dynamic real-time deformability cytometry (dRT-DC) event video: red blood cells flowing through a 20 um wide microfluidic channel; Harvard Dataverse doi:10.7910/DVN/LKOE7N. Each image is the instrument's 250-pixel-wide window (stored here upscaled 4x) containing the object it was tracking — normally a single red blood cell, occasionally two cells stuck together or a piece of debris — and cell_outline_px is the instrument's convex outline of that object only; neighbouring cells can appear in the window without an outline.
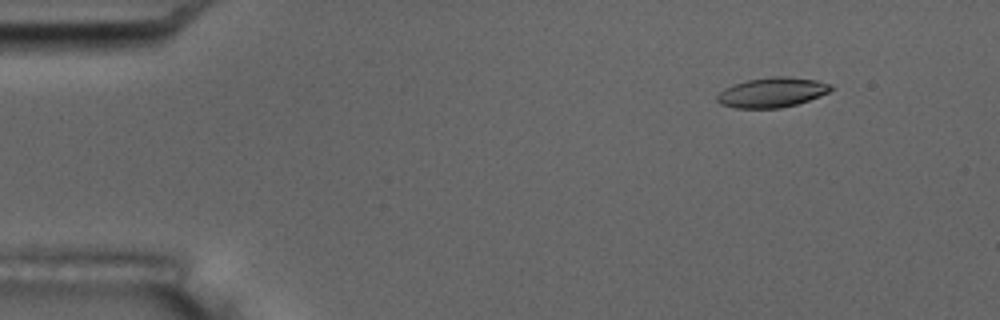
{"species": "common noctule bat (a hibernating species)", "species_latin": "Nyctalus noctula", "temperature_condition": "room temperature", "stored_images_in_passage": 5, "camera_frame_rate_fps": 3000, "um_per_image_px": 0.085, "animal": {"sex": "male", "body_mass_g": 17.5, "forearm_length_mm": 52.3}, "frame": {"image": 1, "passage_image": 2, "time_ms": 1.333, "image_size_px": [1000, 320], "cell_outline_px": [[832, 88], [828, 92], [820, 96], [796, 104], [780, 108], [736, 108], [720, 104], [716, 100], [716, 96], [724, 88], [748, 80], [772, 76], [788, 76], [816, 80], [832, 84]], "centroid_in_image_um": [65.62, 7.85], "position_along_channel_um": 19.4, "area_um2": 19.71}}